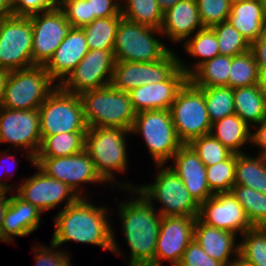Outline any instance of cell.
I'll return each mask as SVG.
<instances>
[{"mask_svg": "<svg viewBox=\"0 0 266 266\" xmlns=\"http://www.w3.org/2000/svg\"><path fill=\"white\" fill-rule=\"evenodd\" d=\"M130 197L115 198L121 236L129 248L123 252L117 241V230L112 227V254L118 255L128 266H155V249L162 216L137 189H118ZM125 191V192H124ZM116 231V232H115Z\"/></svg>", "mask_w": 266, "mask_h": 266, "instance_id": "6da1fadb", "label": "cell"}, {"mask_svg": "<svg viewBox=\"0 0 266 266\" xmlns=\"http://www.w3.org/2000/svg\"><path fill=\"white\" fill-rule=\"evenodd\" d=\"M80 197L53 216L54 231L50 241L62 248L66 243H80L101 247L112 253L113 214L111 207L98 200ZM112 219V220H111Z\"/></svg>", "mask_w": 266, "mask_h": 266, "instance_id": "7a4b0ae2", "label": "cell"}, {"mask_svg": "<svg viewBox=\"0 0 266 266\" xmlns=\"http://www.w3.org/2000/svg\"><path fill=\"white\" fill-rule=\"evenodd\" d=\"M128 135L132 136L129 130L105 127H89L85 135V150L94 162L97 173L110 189H114L112 191L136 189L139 185L129 182V179H117V176L120 177L122 173L124 176L130 168Z\"/></svg>", "mask_w": 266, "mask_h": 266, "instance_id": "3957f363", "label": "cell"}, {"mask_svg": "<svg viewBox=\"0 0 266 266\" xmlns=\"http://www.w3.org/2000/svg\"><path fill=\"white\" fill-rule=\"evenodd\" d=\"M153 183L136 188L161 216H186L197 218L200 205L193 199L183 181L169 164L154 165ZM159 204L158 207H156ZM159 208V209H157Z\"/></svg>", "mask_w": 266, "mask_h": 266, "instance_id": "277c9868", "label": "cell"}, {"mask_svg": "<svg viewBox=\"0 0 266 266\" xmlns=\"http://www.w3.org/2000/svg\"><path fill=\"white\" fill-rule=\"evenodd\" d=\"M79 96L88 128H120L131 131L137 112L128 92L109 85L82 92Z\"/></svg>", "mask_w": 266, "mask_h": 266, "instance_id": "5b68a950", "label": "cell"}, {"mask_svg": "<svg viewBox=\"0 0 266 266\" xmlns=\"http://www.w3.org/2000/svg\"><path fill=\"white\" fill-rule=\"evenodd\" d=\"M163 40L160 29L141 25L122 17L113 47L115 61L155 62L161 60L173 49Z\"/></svg>", "mask_w": 266, "mask_h": 266, "instance_id": "8992f818", "label": "cell"}, {"mask_svg": "<svg viewBox=\"0 0 266 266\" xmlns=\"http://www.w3.org/2000/svg\"><path fill=\"white\" fill-rule=\"evenodd\" d=\"M144 141L153 165L169 164L183 143L178 139L170 110H150L136 114L131 129Z\"/></svg>", "mask_w": 266, "mask_h": 266, "instance_id": "52a82bcc", "label": "cell"}, {"mask_svg": "<svg viewBox=\"0 0 266 266\" xmlns=\"http://www.w3.org/2000/svg\"><path fill=\"white\" fill-rule=\"evenodd\" d=\"M57 87L44 66L10 71L1 107L12 110L38 109Z\"/></svg>", "mask_w": 266, "mask_h": 266, "instance_id": "ba28073f", "label": "cell"}, {"mask_svg": "<svg viewBox=\"0 0 266 266\" xmlns=\"http://www.w3.org/2000/svg\"><path fill=\"white\" fill-rule=\"evenodd\" d=\"M38 109L41 136L87 132L80 96L64 91L59 85Z\"/></svg>", "mask_w": 266, "mask_h": 266, "instance_id": "9c48e42d", "label": "cell"}, {"mask_svg": "<svg viewBox=\"0 0 266 266\" xmlns=\"http://www.w3.org/2000/svg\"><path fill=\"white\" fill-rule=\"evenodd\" d=\"M170 113L176 135L183 144L210 134L212 123L208 116L204 92L189 80L177 93Z\"/></svg>", "mask_w": 266, "mask_h": 266, "instance_id": "30bf717a", "label": "cell"}, {"mask_svg": "<svg viewBox=\"0 0 266 266\" xmlns=\"http://www.w3.org/2000/svg\"><path fill=\"white\" fill-rule=\"evenodd\" d=\"M41 142L39 109L0 107V146L8 145L7 149L21 150V155L33 167Z\"/></svg>", "mask_w": 266, "mask_h": 266, "instance_id": "8fae6325", "label": "cell"}, {"mask_svg": "<svg viewBox=\"0 0 266 266\" xmlns=\"http://www.w3.org/2000/svg\"><path fill=\"white\" fill-rule=\"evenodd\" d=\"M35 165L47 176L69 185L79 197H92L91 193H87L90 190L86 188V184H90L88 188L92 184L110 187L97 173L94 162L85 149L71 156L35 158Z\"/></svg>", "mask_w": 266, "mask_h": 266, "instance_id": "7c38bea8", "label": "cell"}, {"mask_svg": "<svg viewBox=\"0 0 266 266\" xmlns=\"http://www.w3.org/2000/svg\"><path fill=\"white\" fill-rule=\"evenodd\" d=\"M31 18H0V69L16 71L33 66Z\"/></svg>", "mask_w": 266, "mask_h": 266, "instance_id": "4fadbf2b", "label": "cell"}, {"mask_svg": "<svg viewBox=\"0 0 266 266\" xmlns=\"http://www.w3.org/2000/svg\"><path fill=\"white\" fill-rule=\"evenodd\" d=\"M33 168L36 170L34 174L17 180L15 193L43 214L51 210L59 212L80 198L69 185L47 176L35 164Z\"/></svg>", "mask_w": 266, "mask_h": 266, "instance_id": "5bb4252c", "label": "cell"}, {"mask_svg": "<svg viewBox=\"0 0 266 266\" xmlns=\"http://www.w3.org/2000/svg\"><path fill=\"white\" fill-rule=\"evenodd\" d=\"M29 17L33 30V66H45L64 38L70 33L73 25L67 21L59 6Z\"/></svg>", "mask_w": 266, "mask_h": 266, "instance_id": "9a60e30c", "label": "cell"}, {"mask_svg": "<svg viewBox=\"0 0 266 266\" xmlns=\"http://www.w3.org/2000/svg\"><path fill=\"white\" fill-rule=\"evenodd\" d=\"M179 67L178 52L172 49L155 62L116 61L110 85L120 91L165 81Z\"/></svg>", "mask_w": 266, "mask_h": 266, "instance_id": "2e32d148", "label": "cell"}, {"mask_svg": "<svg viewBox=\"0 0 266 266\" xmlns=\"http://www.w3.org/2000/svg\"><path fill=\"white\" fill-rule=\"evenodd\" d=\"M115 62L113 50H89L59 86L76 95L109 86Z\"/></svg>", "mask_w": 266, "mask_h": 266, "instance_id": "e0dca14e", "label": "cell"}, {"mask_svg": "<svg viewBox=\"0 0 266 266\" xmlns=\"http://www.w3.org/2000/svg\"><path fill=\"white\" fill-rule=\"evenodd\" d=\"M194 217L162 216L155 249V266H177L194 239Z\"/></svg>", "mask_w": 266, "mask_h": 266, "instance_id": "ac0fdd59", "label": "cell"}, {"mask_svg": "<svg viewBox=\"0 0 266 266\" xmlns=\"http://www.w3.org/2000/svg\"><path fill=\"white\" fill-rule=\"evenodd\" d=\"M198 218L205 224L237 234L253 228L242 205L231 192L216 193L200 205Z\"/></svg>", "mask_w": 266, "mask_h": 266, "instance_id": "d6986e66", "label": "cell"}, {"mask_svg": "<svg viewBox=\"0 0 266 266\" xmlns=\"http://www.w3.org/2000/svg\"><path fill=\"white\" fill-rule=\"evenodd\" d=\"M188 81V75L178 67L165 81L149 83L128 92L137 113L150 110H170L177 93Z\"/></svg>", "mask_w": 266, "mask_h": 266, "instance_id": "ffe728a7", "label": "cell"}, {"mask_svg": "<svg viewBox=\"0 0 266 266\" xmlns=\"http://www.w3.org/2000/svg\"><path fill=\"white\" fill-rule=\"evenodd\" d=\"M169 163H171L169 167L183 181L199 205L214 195L207 182L206 166L188 144H183Z\"/></svg>", "mask_w": 266, "mask_h": 266, "instance_id": "44dd1931", "label": "cell"}, {"mask_svg": "<svg viewBox=\"0 0 266 266\" xmlns=\"http://www.w3.org/2000/svg\"><path fill=\"white\" fill-rule=\"evenodd\" d=\"M42 214L34 205L24 201L15 192H10V203L1 228L2 243L16 245V238L38 231L41 223L45 224Z\"/></svg>", "mask_w": 266, "mask_h": 266, "instance_id": "7402d4cb", "label": "cell"}, {"mask_svg": "<svg viewBox=\"0 0 266 266\" xmlns=\"http://www.w3.org/2000/svg\"><path fill=\"white\" fill-rule=\"evenodd\" d=\"M204 26L200 20L196 0H182L163 14L160 28L166 44L173 49L182 45L189 37ZM177 45V46H176Z\"/></svg>", "mask_w": 266, "mask_h": 266, "instance_id": "603a6c76", "label": "cell"}, {"mask_svg": "<svg viewBox=\"0 0 266 266\" xmlns=\"http://www.w3.org/2000/svg\"><path fill=\"white\" fill-rule=\"evenodd\" d=\"M194 240L211 258L225 266H238L239 236L237 234L209 226L197 217Z\"/></svg>", "mask_w": 266, "mask_h": 266, "instance_id": "cb8c5ba5", "label": "cell"}, {"mask_svg": "<svg viewBox=\"0 0 266 266\" xmlns=\"http://www.w3.org/2000/svg\"><path fill=\"white\" fill-rule=\"evenodd\" d=\"M89 51L85 33L80 27H73L44 66L51 79L60 85Z\"/></svg>", "mask_w": 266, "mask_h": 266, "instance_id": "d4e9b609", "label": "cell"}, {"mask_svg": "<svg viewBox=\"0 0 266 266\" xmlns=\"http://www.w3.org/2000/svg\"><path fill=\"white\" fill-rule=\"evenodd\" d=\"M228 21L251 44L266 31V2L245 0L232 3Z\"/></svg>", "mask_w": 266, "mask_h": 266, "instance_id": "484cf974", "label": "cell"}, {"mask_svg": "<svg viewBox=\"0 0 266 266\" xmlns=\"http://www.w3.org/2000/svg\"><path fill=\"white\" fill-rule=\"evenodd\" d=\"M182 49V50H181ZM180 51H186L183 55L193 59V61L182 58L179 53V67L189 76L203 62L213 59L220 55L218 40L214 30L211 27H204L189 37L180 48ZM187 60V61H186ZM190 63V64H189Z\"/></svg>", "mask_w": 266, "mask_h": 266, "instance_id": "4316f807", "label": "cell"}, {"mask_svg": "<svg viewBox=\"0 0 266 266\" xmlns=\"http://www.w3.org/2000/svg\"><path fill=\"white\" fill-rule=\"evenodd\" d=\"M210 134L233 153L251 150V127L236 113L212 123Z\"/></svg>", "mask_w": 266, "mask_h": 266, "instance_id": "83f0119b", "label": "cell"}, {"mask_svg": "<svg viewBox=\"0 0 266 266\" xmlns=\"http://www.w3.org/2000/svg\"><path fill=\"white\" fill-rule=\"evenodd\" d=\"M235 113L251 128L266 118V96L261 84L233 88Z\"/></svg>", "mask_w": 266, "mask_h": 266, "instance_id": "f1b7e54d", "label": "cell"}, {"mask_svg": "<svg viewBox=\"0 0 266 266\" xmlns=\"http://www.w3.org/2000/svg\"><path fill=\"white\" fill-rule=\"evenodd\" d=\"M251 153V154H250ZM249 151L236 154L234 184L266 194V157Z\"/></svg>", "mask_w": 266, "mask_h": 266, "instance_id": "f546056e", "label": "cell"}, {"mask_svg": "<svg viewBox=\"0 0 266 266\" xmlns=\"http://www.w3.org/2000/svg\"><path fill=\"white\" fill-rule=\"evenodd\" d=\"M86 132L60 133L41 136L42 142L35 158L71 156L85 149Z\"/></svg>", "mask_w": 266, "mask_h": 266, "instance_id": "4dcf8cb0", "label": "cell"}, {"mask_svg": "<svg viewBox=\"0 0 266 266\" xmlns=\"http://www.w3.org/2000/svg\"><path fill=\"white\" fill-rule=\"evenodd\" d=\"M230 67L231 57L218 55L199 65L188 80L196 87H228Z\"/></svg>", "mask_w": 266, "mask_h": 266, "instance_id": "1f68e13d", "label": "cell"}, {"mask_svg": "<svg viewBox=\"0 0 266 266\" xmlns=\"http://www.w3.org/2000/svg\"><path fill=\"white\" fill-rule=\"evenodd\" d=\"M239 240L238 266H266V227H253Z\"/></svg>", "mask_w": 266, "mask_h": 266, "instance_id": "d6a6232c", "label": "cell"}, {"mask_svg": "<svg viewBox=\"0 0 266 266\" xmlns=\"http://www.w3.org/2000/svg\"><path fill=\"white\" fill-rule=\"evenodd\" d=\"M123 16H109L93 20L81 27L89 50H113L119 22Z\"/></svg>", "mask_w": 266, "mask_h": 266, "instance_id": "836d02e7", "label": "cell"}, {"mask_svg": "<svg viewBox=\"0 0 266 266\" xmlns=\"http://www.w3.org/2000/svg\"><path fill=\"white\" fill-rule=\"evenodd\" d=\"M120 11L123 18L160 29L163 21V12L157 0H120Z\"/></svg>", "mask_w": 266, "mask_h": 266, "instance_id": "e575fe53", "label": "cell"}, {"mask_svg": "<svg viewBox=\"0 0 266 266\" xmlns=\"http://www.w3.org/2000/svg\"><path fill=\"white\" fill-rule=\"evenodd\" d=\"M230 192L242 205L253 227H266V194L239 184H234Z\"/></svg>", "mask_w": 266, "mask_h": 266, "instance_id": "d590c367", "label": "cell"}, {"mask_svg": "<svg viewBox=\"0 0 266 266\" xmlns=\"http://www.w3.org/2000/svg\"><path fill=\"white\" fill-rule=\"evenodd\" d=\"M261 84V73L251 50L231 57L228 87L237 88Z\"/></svg>", "mask_w": 266, "mask_h": 266, "instance_id": "8d00e7d4", "label": "cell"}, {"mask_svg": "<svg viewBox=\"0 0 266 266\" xmlns=\"http://www.w3.org/2000/svg\"><path fill=\"white\" fill-rule=\"evenodd\" d=\"M198 88H201L204 92V99L211 123L235 114L233 88L227 86Z\"/></svg>", "mask_w": 266, "mask_h": 266, "instance_id": "74e56055", "label": "cell"}, {"mask_svg": "<svg viewBox=\"0 0 266 266\" xmlns=\"http://www.w3.org/2000/svg\"><path fill=\"white\" fill-rule=\"evenodd\" d=\"M236 153L228 159L206 167V178L213 194L230 192L235 181Z\"/></svg>", "mask_w": 266, "mask_h": 266, "instance_id": "f35d334b", "label": "cell"}, {"mask_svg": "<svg viewBox=\"0 0 266 266\" xmlns=\"http://www.w3.org/2000/svg\"><path fill=\"white\" fill-rule=\"evenodd\" d=\"M211 28L216 34L220 55L233 57L250 50L251 44L228 20Z\"/></svg>", "mask_w": 266, "mask_h": 266, "instance_id": "ab89813d", "label": "cell"}, {"mask_svg": "<svg viewBox=\"0 0 266 266\" xmlns=\"http://www.w3.org/2000/svg\"><path fill=\"white\" fill-rule=\"evenodd\" d=\"M188 145L206 167L224 161L233 154L211 134L194 138Z\"/></svg>", "mask_w": 266, "mask_h": 266, "instance_id": "60d3db41", "label": "cell"}, {"mask_svg": "<svg viewBox=\"0 0 266 266\" xmlns=\"http://www.w3.org/2000/svg\"><path fill=\"white\" fill-rule=\"evenodd\" d=\"M38 242L33 241L34 245L31 248V253L35 258V266H74L71 263V252L69 249L66 250V246L65 249H61L51 241L48 246Z\"/></svg>", "mask_w": 266, "mask_h": 266, "instance_id": "b9f144b4", "label": "cell"}, {"mask_svg": "<svg viewBox=\"0 0 266 266\" xmlns=\"http://www.w3.org/2000/svg\"><path fill=\"white\" fill-rule=\"evenodd\" d=\"M200 20L204 27L227 21L231 13L230 0H196Z\"/></svg>", "mask_w": 266, "mask_h": 266, "instance_id": "7bdbcfd3", "label": "cell"}, {"mask_svg": "<svg viewBox=\"0 0 266 266\" xmlns=\"http://www.w3.org/2000/svg\"><path fill=\"white\" fill-rule=\"evenodd\" d=\"M59 7L73 27L81 28L94 20V16H90L87 0H60Z\"/></svg>", "mask_w": 266, "mask_h": 266, "instance_id": "ee69618b", "label": "cell"}, {"mask_svg": "<svg viewBox=\"0 0 266 266\" xmlns=\"http://www.w3.org/2000/svg\"><path fill=\"white\" fill-rule=\"evenodd\" d=\"M177 266H225L223 263L211 258L193 239L188 245Z\"/></svg>", "mask_w": 266, "mask_h": 266, "instance_id": "f6af8a7d", "label": "cell"}, {"mask_svg": "<svg viewBox=\"0 0 266 266\" xmlns=\"http://www.w3.org/2000/svg\"><path fill=\"white\" fill-rule=\"evenodd\" d=\"M5 149L6 150L2 149L0 151V191L15 192L17 185H15V183L14 184L8 183V181H9L8 179H11V178H13V176H16L15 172H17V170H18L17 169L18 165L16 166V164L19 162V160H17L16 155H17V152H19L20 150L16 149V153L13 154V152H11V151H14V149H11V150L7 149V148H5ZM7 161L9 162V164L8 163L6 164ZM11 163L14 164V166H11L12 165ZM5 164H6V167L8 166L7 169L5 167ZM2 166H3V168H2ZM12 167H14V168H12ZM1 169L6 170V171L2 172ZM4 174H6L7 178ZM3 177H5V178H3Z\"/></svg>", "mask_w": 266, "mask_h": 266, "instance_id": "bcb514c9", "label": "cell"}, {"mask_svg": "<svg viewBox=\"0 0 266 266\" xmlns=\"http://www.w3.org/2000/svg\"><path fill=\"white\" fill-rule=\"evenodd\" d=\"M60 0H15L13 16H25L44 12L59 6Z\"/></svg>", "mask_w": 266, "mask_h": 266, "instance_id": "7dc6e473", "label": "cell"}, {"mask_svg": "<svg viewBox=\"0 0 266 266\" xmlns=\"http://www.w3.org/2000/svg\"><path fill=\"white\" fill-rule=\"evenodd\" d=\"M89 2L90 16L95 19L109 16H122L120 0H87Z\"/></svg>", "mask_w": 266, "mask_h": 266, "instance_id": "c3c4849f", "label": "cell"}, {"mask_svg": "<svg viewBox=\"0 0 266 266\" xmlns=\"http://www.w3.org/2000/svg\"><path fill=\"white\" fill-rule=\"evenodd\" d=\"M250 147L257 149L256 154L266 157V118L251 128Z\"/></svg>", "mask_w": 266, "mask_h": 266, "instance_id": "681fc988", "label": "cell"}, {"mask_svg": "<svg viewBox=\"0 0 266 266\" xmlns=\"http://www.w3.org/2000/svg\"><path fill=\"white\" fill-rule=\"evenodd\" d=\"M260 73L266 70V31L250 45Z\"/></svg>", "mask_w": 266, "mask_h": 266, "instance_id": "f907efd6", "label": "cell"}, {"mask_svg": "<svg viewBox=\"0 0 266 266\" xmlns=\"http://www.w3.org/2000/svg\"><path fill=\"white\" fill-rule=\"evenodd\" d=\"M9 203H10V192L1 191L0 192V242H1V228L6 214V209L8 208Z\"/></svg>", "mask_w": 266, "mask_h": 266, "instance_id": "816d5d0a", "label": "cell"}, {"mask_svg": "<svg viewBox=\"0 0 266 266\" xmlns=\"http://www.w3.org/2000/svg\"><path fill=\"white\" fill-rule=\"evenodd\" d=\"M15 0H0V18L13 15Z\"/></svg>", "mask_w": 266, "mask_h": 266, "instance_id": "f5cc1de1", "label": "cell"}, {"mask_svg": "<svg viewBox=\"0 0 266 266\" xmlns=\"http://www.w3.org/2000/svg\"><path fill=\"white\" fill-rule=\"evenodd\" d=\"M9 76V71L0 69V107L2 104L3 94L5 91L6 82Z\"/></svg>", "mask_w": 266, "mask_h": 266, "instance_id": "db71d44e", "label": "cell"}, {"mask_svg": "<svg viewBox=\"0 0 266 266\" xmlns=\"http://www.w3.org/2000/svg\"><path fill=\"white\" fill-rule=\"evenodd\" d=\"M182 0H157L160 10L163 14L173 7L176 3Z\"/></svg>", "mask_w": 266, "mask_h": 266, "instance_id": "11a10c76", "label": "cell"}, {"mask_svg": "<svg viewBox=\"0 0 266 266\" xmlns=\"http://www.w3.org/2000/svg\"><path fill=\"white\" fill-rule=\"evenodd\" d=\"M261 85L266 96V70L261 73Z\"/></svg>", "mask_w": 266, "mask_h": 266, "instance_id": "9f6ffc18", "label": "cell"}, {"mask_svg": "<svg viewBox=\"0 0 266 266\" xmlns=\"http://www.w3.org/2000/svg\"><path fill=\"white\" fill-rule=\"evenodd\" d=\"M231 3L239 2V1H245V0H230Z\"/></svg>", "mask_w": 266, "mask_h": 266, "instance_id": "6f0895ef", "label": "cell"}]
</instances>
